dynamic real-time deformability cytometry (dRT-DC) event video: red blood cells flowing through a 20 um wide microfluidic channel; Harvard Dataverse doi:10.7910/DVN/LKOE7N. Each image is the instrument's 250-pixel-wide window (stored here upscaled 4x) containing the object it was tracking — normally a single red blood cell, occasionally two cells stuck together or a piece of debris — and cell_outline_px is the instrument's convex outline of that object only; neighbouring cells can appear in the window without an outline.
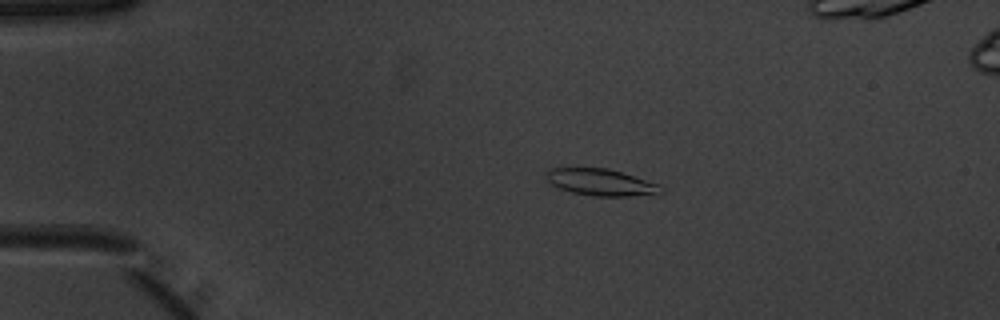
{"species": "common noctule bat (a hibernating species)", "species_latin": "Nyctalus noctula", "temperature_condition": "warm", "stored_images_in_passage": 48, "segment_of_instrument_passage": [1, 2], "camera_frame_rate_fps": 3000, "um_per_image_px": 0.085, "animal": {"sex": "male", "body_mass_g": 20.1, "forearm_length_mm": 53.5}, "frame": {"image": 1, "passage_image": 6, "time_ms": 1.667, "image_size_px": [1000, 320], "cell_outline_px": [[664, 192], [660, 196], [592, 196], [572, 192], [560, 188], [552, 184], [548, 180], [548, 168], [608, 168], [660, 184], [664, 188]], "centroid_in_image_um": [51.22, 15.52], "position_along_channel_um": 33.8, "area_um2": 18.09}}
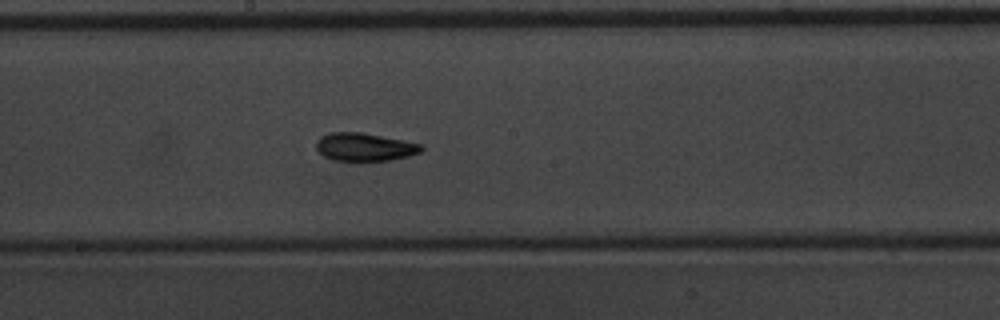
{"frame": {"image": 2, "passage_image": 24, "time_ms": 7.667, "image_size_px": [1000, 320], "cell_outline_px": [[424, 148], [420, 152], [408, 156], [388, 160], [332, 160], [324, 156], [316, 148], [316, 140], [320, 136], [332, 132], [360, 132], [404, 140], [424, 144]], "centroid_in_image_um": [31.0, 12.48], "position_along_channel_um": 217.2, "area_um2": 17.11}}
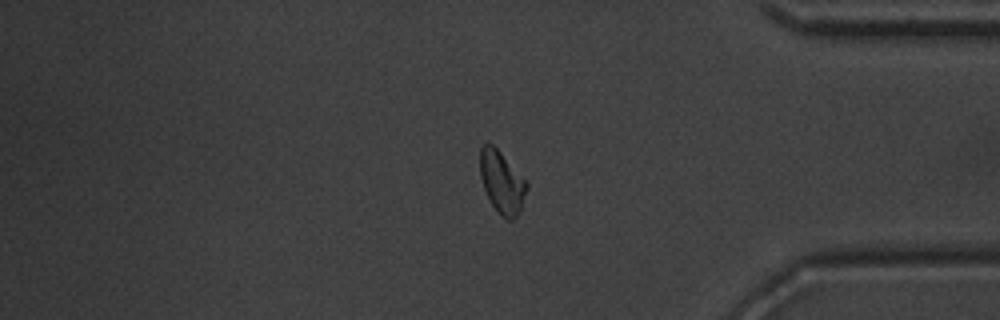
{"frame": {"image": 3, "passage_image": 39, "time_ms": 12.667, "image_size_px": [1000, 320], "cell_outline_px": [[528, 188], [520, 208], [516, 216], [512, 220], [504, 220], [496, 212], [484, 188], [480, 176], [480, 148], [484, 144], [492, 144], [500, 152], [528, 184]], "centroid_in_image_um": [42.64, 15.52], "position_along_channel_um": 392.6, "area_um2": 16.59}}